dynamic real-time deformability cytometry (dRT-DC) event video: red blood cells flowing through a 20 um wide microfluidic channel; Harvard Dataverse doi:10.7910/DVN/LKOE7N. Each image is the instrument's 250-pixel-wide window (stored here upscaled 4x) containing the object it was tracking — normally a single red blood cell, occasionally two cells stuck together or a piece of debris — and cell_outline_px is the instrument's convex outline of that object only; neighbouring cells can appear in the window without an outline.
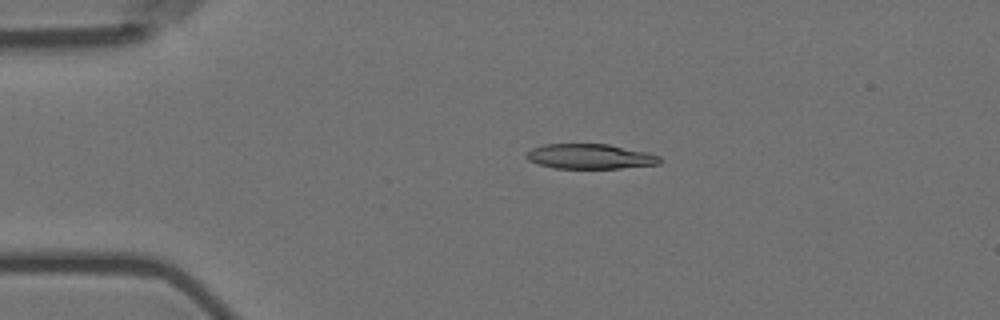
{"species": "Egyptian fruit bat (a non-hibernating species)", "species_latin": "Rousettus aegyptiacus", "temperature_condition": "room temperature", "stored_images_in_passage": 27, "camera_frame_rate_fps": 3000, "um_per_image_px": 0.085, "animal": {"sex": "female"}, "frame": {"image": 1, "passage_image": 11, "time_ms": 3.333, "image_size_px": [1000, 320], "cell_outline_px": [[664, 160], [660, 164], [620, 168], [552, 168], [528, 160], [524, 156], [532, 148], [544, 144], [608, 144], [648, 152], [660, 156]], "centroid_in_image_um": [50.19, 13.29], "position_along_channel_um": 34.8, "area_um2": 19.48}}
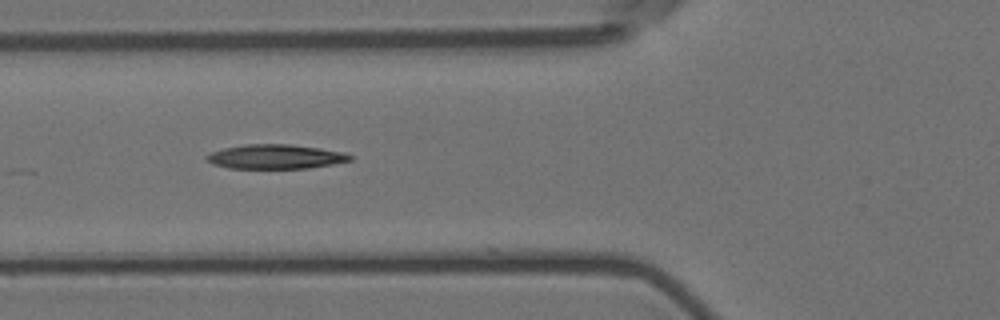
{"frame": {"image": 2, "passage_image": 20, "time_ms": 6.333, "image_size_px": [1000, 320], "cell_outline_px": [[352, 160], [332, 164], [308, 168], [228, 168], [212, 164], [204, 160], [204, 156], [212, 152], [224, 148], [248, 144], [288, 144], [320, 148], [344, 152], [352, 156]], "centroid_in_image_um": [23.39, 13.32], "position_along_channel_um": 102.4, "area_um2": 20.35}}
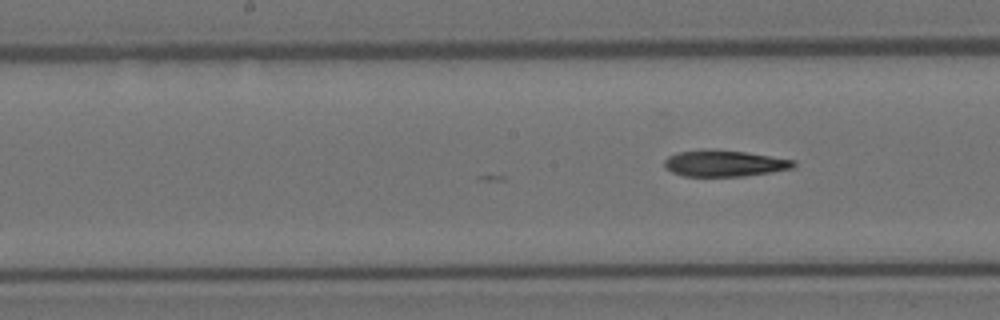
{"frame": {"image": 3, "passage_image": 27, "time_ms": 8.667, "image_size_px": [1000, 320], "cell_outline_px": [[796, 164], [792, 168], [772, 172], [744, 176], [684, 176], [672, 172], [664, 168], [664, 160], [668, 156], [676, 152], [744, 152], [796, 160]], "centroid_in_image_um": [61.59, 13.93], "position_along_channel_um": 186.6, "area_um2": 19.02}}